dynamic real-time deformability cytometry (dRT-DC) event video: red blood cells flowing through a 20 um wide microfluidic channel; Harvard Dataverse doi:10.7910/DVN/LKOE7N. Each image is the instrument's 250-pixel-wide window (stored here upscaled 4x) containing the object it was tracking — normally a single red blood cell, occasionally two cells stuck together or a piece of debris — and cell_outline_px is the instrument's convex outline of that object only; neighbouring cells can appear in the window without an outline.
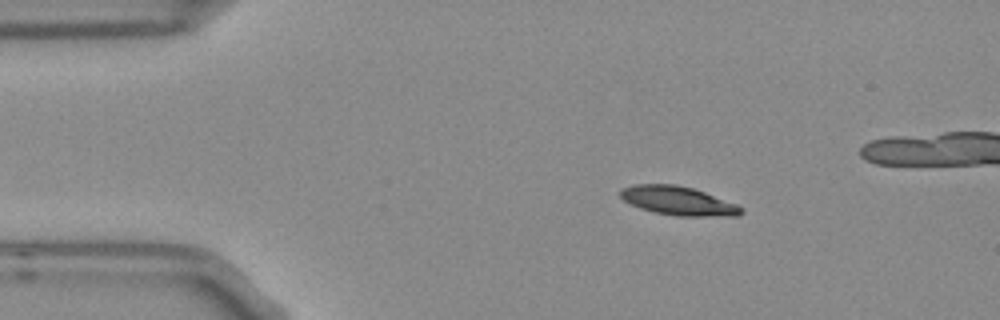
{"species": "Egyptian fruit bat (a non-hibernating species)", "species_latin": "Rousettus aegyptiacus", "temperature_condition": "room temperature", "stored_images_in_passage": 7, "camera_frame_rate_fps": 3000, "um_per_image_px": 0.085, "frame": {"image": 1, "passage_image": 1, "time_ms": 0.0, "image_size_px": [1000, 320], "cell_outline_px": [[744, 212], [736, 216], [676, 216], [656, 212], [640, 208], [624, 200], [620, 196], [620, 188], [632, 184], [676, 184], [692, 188], [704, 192], [736, 204], [744, 208]], "centroid_in_image_um": [57.64, 17.06], "position_along_channel_um": 27.4, "area_um2": 20.23}}
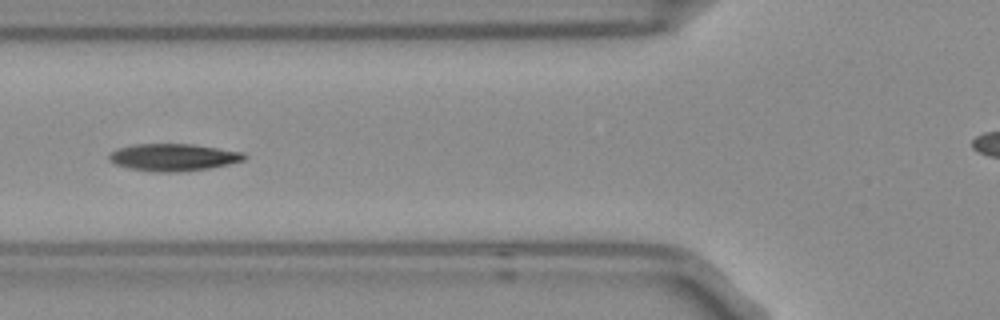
{"frame": {"image": 2, "passage_image": 4, "time_ms": 1.0, "image_size_px": [1000, 320], "cell_outline_px": [[248, 156], [244, 160], [228, 164], [208, 168], [180, 172], [156, 172], [128, 168], [116, 164], [108, 160], [108, 156], [112, 152], [120, 148], [136, 144], [192, 144], [244, 152]], "centroid_in_image_um": [14.75, 13.37], "position_along_channel_um": 111.0, "area_um2": 21.33}}
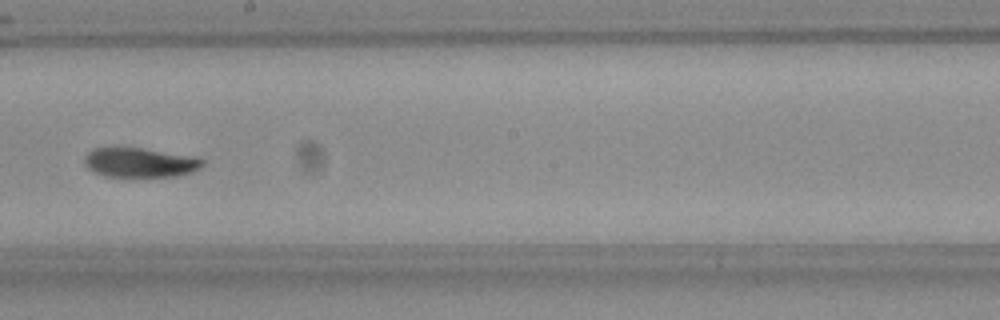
{"frame": {"image": 3, "passage_image": 7, "time_ms": 2.0, "image_size_px": [1000, 320], "cell_outline_px": [[204, 164], [200, 168], [192, 172], [180, 176], [104, 176], [88, 168], [84, 164], [84, 160], [88, 152], [96, 148], [140, 148], [200, 156], [204, 160]], "centroid_in_image_um": [11.98, 13.81], "position_along_channel_um": 236.2, "area_um2": 20.35}}